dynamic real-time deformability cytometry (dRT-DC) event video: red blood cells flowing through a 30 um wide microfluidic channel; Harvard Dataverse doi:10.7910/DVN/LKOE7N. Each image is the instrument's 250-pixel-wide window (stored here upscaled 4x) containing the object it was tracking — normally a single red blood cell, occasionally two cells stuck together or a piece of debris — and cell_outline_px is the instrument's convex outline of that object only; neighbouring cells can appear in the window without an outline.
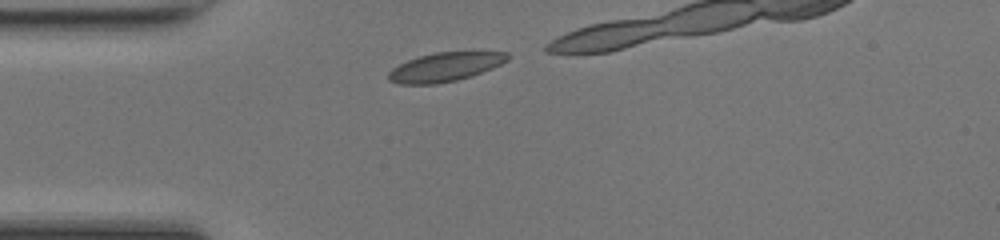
{"species": "common noctule bat (a hibernating species)", "species_latin": "Nyctalus noctula", "temperature_condition": "room temperature", "stored_images_in_passage": 9, "camera_frame_rate_fps": 3000, "um_per_image_px": 0.085, "animal": {"sex": "female", "body_mass_g": 17.0, "forearm_length_mm": 48.0}, "frame": {"image": 1, "passage_image": 1, "time_ms": 0.0, "image_size_px": [1000, 240], "cell_outline_px": [[508, 60], [492, 68], [456, 80], [436, 84], [400, 84], [388, 80], [388, 72], [392, 68], [408, 60], [420, 56], [436, 52], [508, 52]], "centroid_in_image_um": [37.79, 5.69], "position_along_channel_um": 47.2, "area_um2": 19.71}}
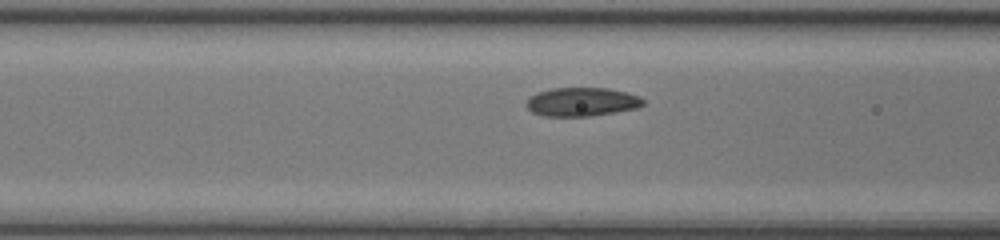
{"frame": {"image": 2, "passage_image": 7, "time_ms": 2.0, "image_size_px": [1000, 240], "cell_outline_px": [[644, 104], [636, 108], [588, 116], [544, 116], [532, 112], [528, 108], [528, 100], [536, 92], [552, 88], [608, 88], [640, 96], [644, 100]], "centroid_in_image_um": [49.45, 8.65], "position_along_channel_um": 117.1, "area_um2": 19.25}}